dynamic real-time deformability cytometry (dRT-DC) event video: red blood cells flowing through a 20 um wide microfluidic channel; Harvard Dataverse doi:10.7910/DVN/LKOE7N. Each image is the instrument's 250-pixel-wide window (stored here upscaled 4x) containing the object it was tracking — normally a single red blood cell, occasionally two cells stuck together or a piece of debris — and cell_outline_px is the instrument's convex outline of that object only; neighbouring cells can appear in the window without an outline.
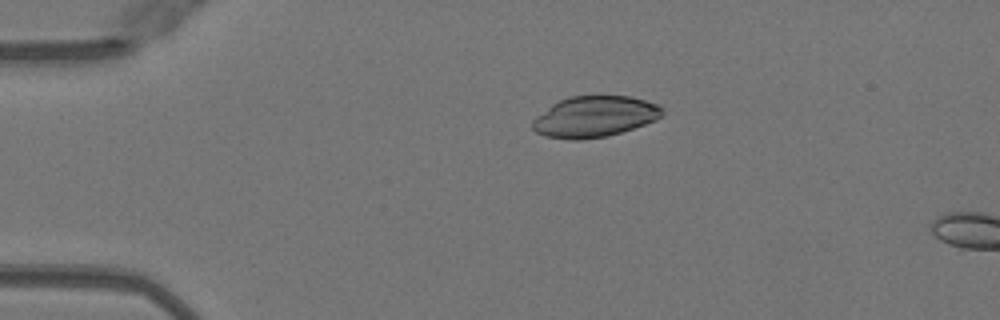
{"species": "Egyptian fruit bat (a non-hibernating species)", "species_latin": "Rousettus aegyptiacus", "temperature_condition": "warm", "stored_images_in_passage": 4, "camera_frame_rate_fps": 3000, "um_per_image_px": 0.085, "animal": {"sex": "female"}, "frame": {"image": 1, "passage_image": 1, "time_ms": 0.0, "image_size_px": [1000, 320], "cell_outline_px": [[664, 116], [656, 120], [608, 136], [580, 140], [572, 140], [544, 136], [536, 132], [532, 128], [532, 120], [536, 116], [552, 104], [568, 96], [600, 92], [632, 96], [656, 104], [664, 108]], "centroid_in_image_um": [50.55, 9.86], "position_along_channel_um": 34.5, "area_um2": 32.02}}